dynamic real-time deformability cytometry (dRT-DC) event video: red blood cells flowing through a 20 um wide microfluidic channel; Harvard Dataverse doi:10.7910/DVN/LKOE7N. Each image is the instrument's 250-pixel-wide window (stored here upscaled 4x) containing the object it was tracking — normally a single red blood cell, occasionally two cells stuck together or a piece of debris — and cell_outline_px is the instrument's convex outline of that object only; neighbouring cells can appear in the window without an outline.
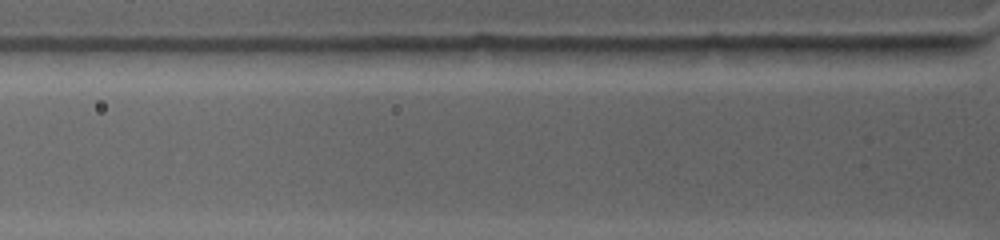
{"species": "common noctule bat (a hibernating species)", "species_latin": "Nyctalus noctula", "temperature_condition": "warm", "stored_images_in_passage": 3, "camera_frame_rate_fps": 4500, "um_per_image_px": 0.085, "animal": {"sex": "female", "body_mass_g": 19.0, "forearm_length_mm": 53.3}, "frame": {"image": 1, "passage_image": 3, "time_ms": 0.889, "image_size_px": [1000, 240], "cell_outline_px": [[932, 44], [920, 56], [844, 64], [780, 48], [780, 44]], "centroid_in_image_um": [72.94, 4.38], "position_along_channel_um": 52.9, "area_um2": 14.85}}